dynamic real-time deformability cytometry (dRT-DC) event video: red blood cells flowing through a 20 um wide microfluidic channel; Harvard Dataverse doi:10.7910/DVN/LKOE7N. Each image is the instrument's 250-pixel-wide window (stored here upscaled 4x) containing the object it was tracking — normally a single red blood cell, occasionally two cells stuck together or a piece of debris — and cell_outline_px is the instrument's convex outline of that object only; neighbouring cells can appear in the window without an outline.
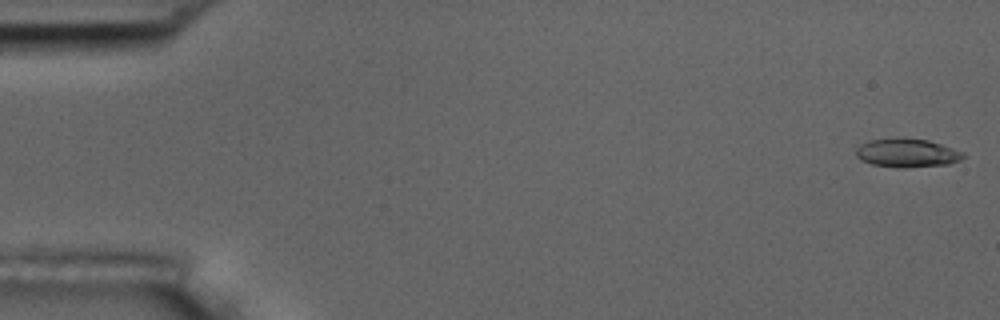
{"species": "common noctule bat (a hibernating species)", "species_latin": "Nyctalus noctula", "temperature_condition": "room temperature", "stored_images_in_passage": 5, "camera_frame_rate_fps": 3000, "um_per_image_px": 0.085, "animal": {"sex": "male", "body_mass_g": 17.5, "forearm_length_mm": 52.3}, "frame": {"image": 1, "passage_image": 1, "time_ms": 0.0, "image_size_px": [1000, 320], "cell_outline_px": [[964, 156], [960, 160], [948, 164], [904, 168], [900, 168], [872, 164], [860, 160], [856, 156], [856, 148], [860, 144], [868, 140], [904, 136], [928, 140], [964, 152]], "centroid_in_image_um": [77.06, 12.98], "position_along_channel_um": 7.9, "area_um2": 18.21}}
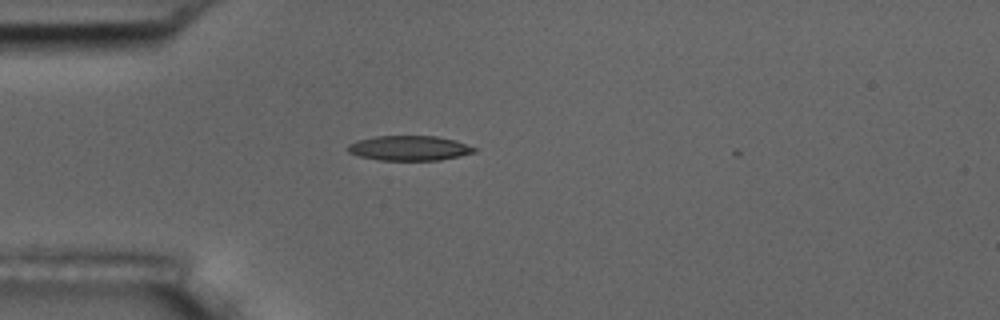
{"frame": {"image": 2, "passage_image": 5, "time_ms": 4.667, "image_size_px": [1000, 320], "cell_outline_px": [[476, 152], [460, 156], [440, 160], [380, 160], [360, 156], [348, 152], [348, 144], [356, 140], [376, 136], [436, 136], [456, 140], [476, 148]], "centroid_in_image_um": [34.8, 12.59], "position_along_channel_um": 50.2, "area_um2": 18.32}}